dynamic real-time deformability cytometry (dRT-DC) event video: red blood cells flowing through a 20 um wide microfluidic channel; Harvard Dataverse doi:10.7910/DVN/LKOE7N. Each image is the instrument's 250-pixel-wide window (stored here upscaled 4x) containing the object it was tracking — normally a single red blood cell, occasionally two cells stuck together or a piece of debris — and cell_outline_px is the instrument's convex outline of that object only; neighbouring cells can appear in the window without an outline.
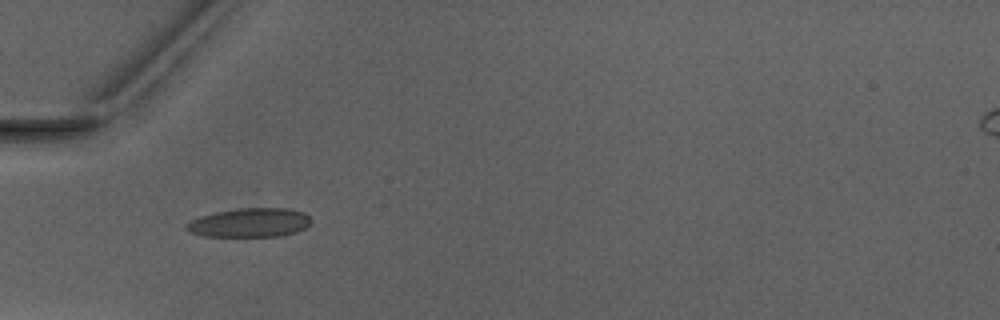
{"species": "Egyptian fruit bat (a non-hibernating species)", "species_latin": "Rousettus aegyptiacus", "temperature_condition": "warm", "stored_images_in_passage": 7, "camera_frame_rate_fps": 3000, "um_per_image_px": 0.085, "animal": {"sex": "male"}, "frame": {"image": 1, "passage_image": 5, "time_ms": 5.667, "image_size_px": [1000, 320], "cell_outline_px": [[312, 220], [304, 228], [296, 232], [280, 236], [204, 236], [192, 232], [184, 228], [184, 224], [200, 216], [212, 212], [236, 208], [288, 208], [304, 212]], "centroid_in_image_um": [21.2, 18.91], "position_along_channel_um": 63.8, "area_um2": 21.15}}
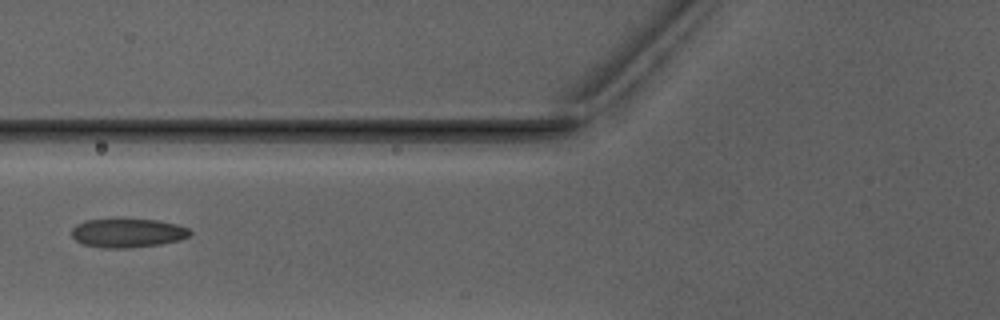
{"frame": {"image": 2, "passage_image": 6, "time_ms": 7.0, "image_size_px": [1000, 320], "cell_outline_px": [[192, 232], [188, 236], [180, 240], [160, 244], [128, 248], [104, 248], [84, 244], [76, 240], [72, 236], [72, 228], [76, 224], [84, 220], [156, 220], [176, 224], [188, 228]], "centroid_in_image_um": [10.85, 19.81], "position_along_channel_um": 115.0, "area_um2": 19.65}}
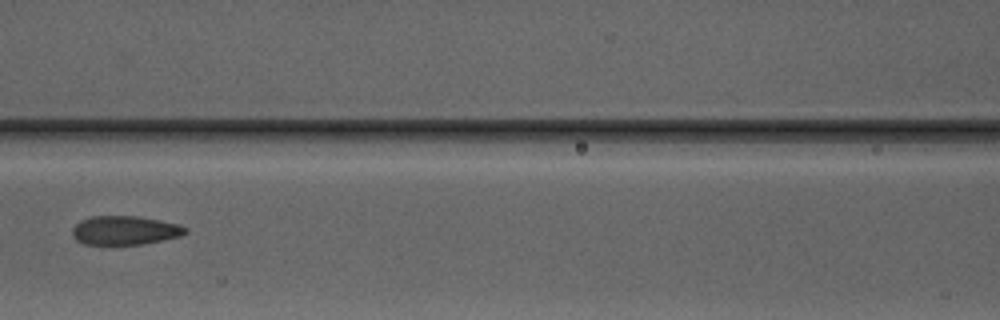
{"frame": {"image": 3, "passage_image": 7, "time_ms": 8.0, "image_size_px": [1000, 320], "cell_outline_px": [[188, 232], [180, 236], [164, 240], [144, 244], [84, 244], [76, 240], [72, 236], [72, 228], [80, 220], [92, 216], [136, 216], [160, 220], [180, 224], [188, 228]], "centroid_in_image_um": [10.63, 19.58], "position_along_channel_um": 156.0, "area_um2": 19.19}}